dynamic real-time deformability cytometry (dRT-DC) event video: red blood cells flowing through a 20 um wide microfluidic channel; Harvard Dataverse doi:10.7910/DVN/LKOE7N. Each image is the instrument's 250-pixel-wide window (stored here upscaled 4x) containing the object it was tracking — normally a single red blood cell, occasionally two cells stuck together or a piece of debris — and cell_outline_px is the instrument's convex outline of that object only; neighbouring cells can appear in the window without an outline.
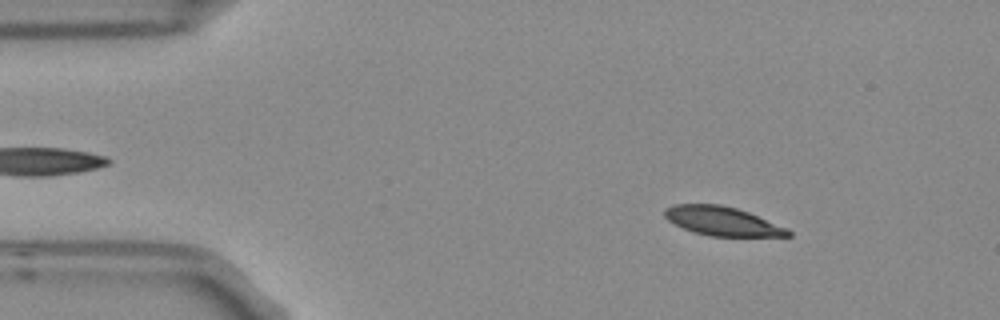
{"species": "Egyptian fruit bat (a non-hibernating species)", "species_latin": "Rousettus aegyptiacus", "temperature_condition": "room temperature", "stored_images_in_passage": 4, "camera_frame_rate_fps": 3000, "um_per_image_px": 0.085, "frame": {"image": 1, "passage_image": 2, "time_ms": 0.333, "image_size_px": [1000, 320], "cell_outline_px": [[792, 236], [712, 236], [692, 232], [668, 220], [664, 216], [664, 208], [672, 204], [720, 204], [736, 208], [748, 212], [788, 228], [792, 232]], "centroid_in_image_um": [61.39, 18.79], "position_along_channel_um": 23.6, "area_um2": 20.81}}